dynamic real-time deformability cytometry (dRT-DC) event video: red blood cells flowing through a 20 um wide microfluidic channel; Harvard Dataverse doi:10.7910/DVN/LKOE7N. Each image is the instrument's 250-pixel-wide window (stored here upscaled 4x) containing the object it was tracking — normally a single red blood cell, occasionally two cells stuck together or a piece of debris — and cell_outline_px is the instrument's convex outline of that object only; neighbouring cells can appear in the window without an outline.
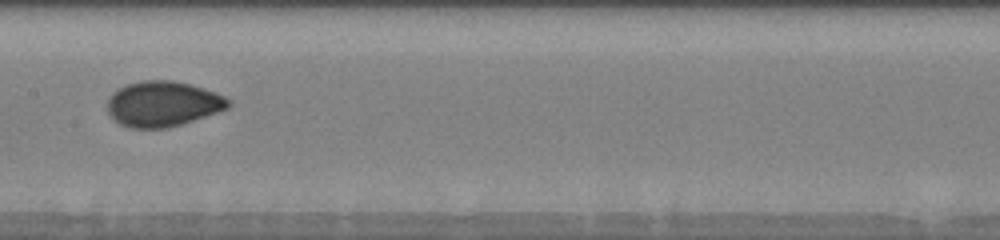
{"species": "human", "species_latin": "Homo sapiens", "temperature_condition": "warm", "stored_images_in_passage": 22, "camera_frame_rate_fps": 3000, "um_per_image_px": 0.085, "donor": {"sex": "male"}, "frame": {"image": 1, "passage_image": 7, "time_ms": 3.0, "image_size_px": [1000, 240], "cell_outline_px": [[232, 104], [228, 108], [168, 128], [128, 128], [120, 124], [108, 116], [108, 96], [112, 92], [128, 84], [140, 80], [172, 80], [192, 84], [216, 92], [232, 100]], "centroid_in_image_um": [13.83, 8.82], "position_along_channel_um": 193.6, "area_um2": 32.19}}
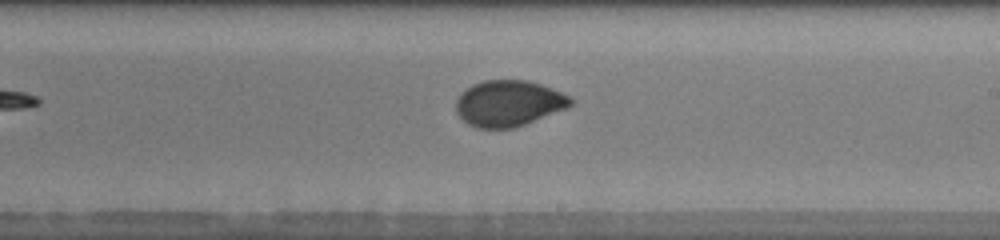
{"frame": {"image": 2, "passage_image": 10, "time_ms": 4.333, "image_size_px": [1000, 240], "cell_outline_px": [[576, 100], [568, 108], [516, 128], [476, 128], [468, 124], [456, 112], [456, 100], [460, 92], [472, 84], [484, 80], [528, 80], [552, 88]], "centroid_in_image_um": [43.24, 8.78], "position_along_channel_um": 245.8, "area_um2": 31.04}, "authors_computed_cell_mechanics": {"area_um2": 30.2583, "velocity_mm_per_s": 3.927, "shape_relaxation_time_tau1_ms": 8.3436, "shape_relaxation_time_tau2_ms": 0.8208, "deformation_change_tau1": 0.1851, "deformation_change_tau2": 0.0313}}